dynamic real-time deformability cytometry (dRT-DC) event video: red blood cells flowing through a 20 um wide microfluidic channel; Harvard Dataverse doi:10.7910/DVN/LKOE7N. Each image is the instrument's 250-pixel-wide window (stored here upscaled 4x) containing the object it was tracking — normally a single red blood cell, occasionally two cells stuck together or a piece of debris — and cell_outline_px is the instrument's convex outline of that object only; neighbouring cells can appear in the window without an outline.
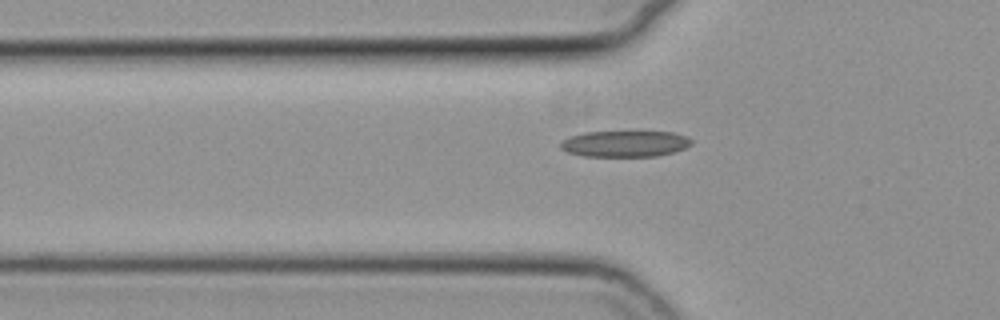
{"species": "common noctule bat (a hibernating species)", "species_latin": "Nyctalus noctula", "temperature_condition": "cold", "stored_images_in_passage": 39, "camera_frame_rate_fps": 3000, "um_per_image_px": 0.085, "animal": {"sex": "female", "body_mass_g": 19.3, "forearm_length_mm": 54.1}, "frame": {"image": 1, "passage_image": 6, "time_ms": 1.667, "image_size_px": [1000, 320], "cell_outline_px": [[692, 144], [684, 148], [672, 152], [656, 156], [584, 156], [568, 152], [560, 148], [560, 140], [568, 136], [584, 132], [672, 132], [684, 136], [692, 140]], "centroid_in_image_um": [53.06, 12.21], "position_along_channel_um": 72.7, "area_um2": 19.88}}
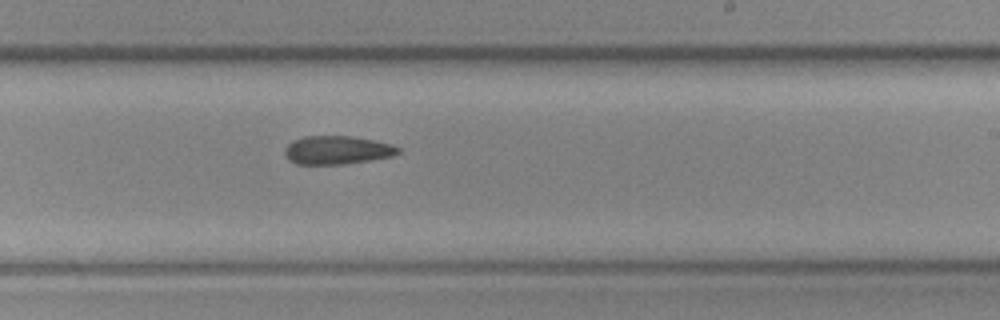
{"frame": {"image": 2, "passage_image": 21, "time_ms": 6.667, "image_size_px": [1000, 320], "cell_outline_px": [[400, 152], [392, 156], [344, 164], [296, 164], [288, 160], [284, 156], [284, 148], [292, 140], [304, 136], [352, 136], [392, 144], [400, 148]], "centroid_in_image_um": [28.6, 12.75], "position_along_channel_um": 260.4, "area_um2": 18.84}}
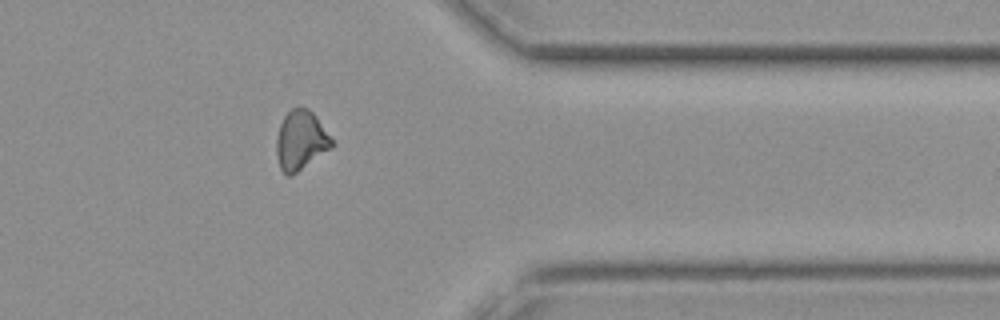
{"frame": {"image": 3, "passage_image": 32, "time_ms": 10.333, "image_size_px": [1000, 320], "cell_outline_px": [[336, 144], [332, 148], [292, 176], [288, 176], [280, 168], [276, 152], [276, 140], [280, 124], [284, 116], [292, 108], [308, 108], [316, 116]], "centroid_in_image_um": [25.58, 11.95], "position_along_channel_um": 385.8, "area_um2": 19.19}}